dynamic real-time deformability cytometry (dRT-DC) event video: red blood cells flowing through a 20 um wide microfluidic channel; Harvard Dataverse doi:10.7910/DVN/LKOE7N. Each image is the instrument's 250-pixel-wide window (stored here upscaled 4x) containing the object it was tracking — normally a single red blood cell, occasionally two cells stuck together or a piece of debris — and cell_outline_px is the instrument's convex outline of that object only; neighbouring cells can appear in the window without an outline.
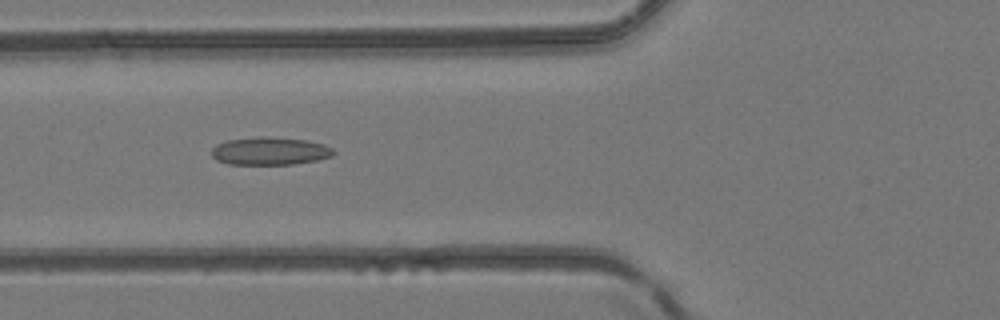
{"species": "common noctule bat (a hibernating species)", "species_latin": "Nyctalus noctula", "temperature_condition": "room temperature", "stored_images_in_passage": 33, "camera_frame_rate_fps": 3000, "um_per_image_px": 0.085, "animal": {"sex": "female", "body_mass_g": 24.6, "forearm_length_mm": 56.2}, "frame": {"image": 1, "passage_image": 5, "time_ms": 1.333, "image_size_px": [1000, 320], "cell_outline_px": [[336, 152], [332, 156], [316, 160], [292, 164], [228, 164], [216, 160], [212, 156], [212, 148], [216, 144], [228, 140], [260, 136], [308, 140], [324, 144], [332, 148]], "centroid_in_image_um": [22.94, 12.84], "position_along_channel_um": 102.9, "area_um2": 19.77}}
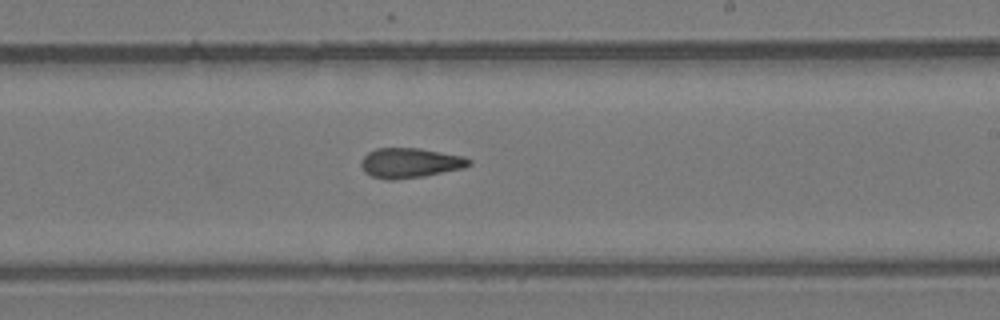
{"frame": {"image": 2, "passage_image": 15, "time_ms": 4.667, "image_size_px": [1000, 320], "cell_outline_px": [[472, 164], [464, 168], [424, 176], [392, 180], [388, 180], [372, 176], [364, 172], [360, 164], [360, 160], [368, 152], [376, 148], [420, 148], [464, 156], [472, 160]], "centroid_in_image_um": [34.86, 13.84], "position_along_channel_um": 254.1, "area_um2": 18.96}}
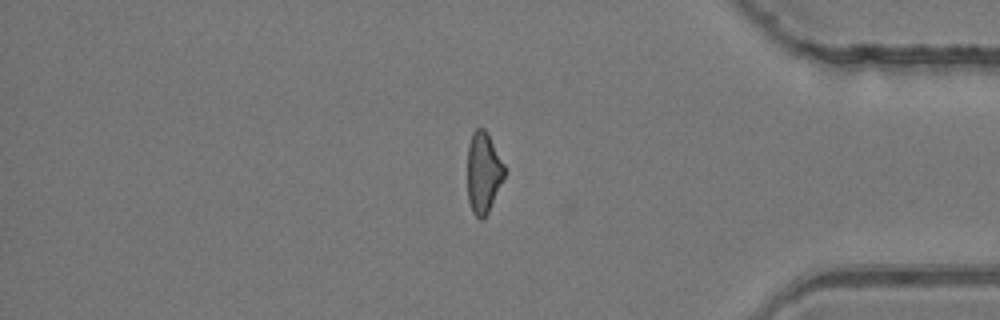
{"frame": {"image": 3, "passage_image": 26, "time_ms": 8.333, "image_size_px": [1000, 320], "cell_outline_px": [[504, 176], [488, 212], [480, 220], [472, 212], [468, 200], [468, 144], [472, 132], [476, 128], [484, 128], [488, 132], [504, 164]], "centroid_in_image_um": [41.07, 14.63], "position_along_channel_um": 394.1, "area_um2": 17.34}}